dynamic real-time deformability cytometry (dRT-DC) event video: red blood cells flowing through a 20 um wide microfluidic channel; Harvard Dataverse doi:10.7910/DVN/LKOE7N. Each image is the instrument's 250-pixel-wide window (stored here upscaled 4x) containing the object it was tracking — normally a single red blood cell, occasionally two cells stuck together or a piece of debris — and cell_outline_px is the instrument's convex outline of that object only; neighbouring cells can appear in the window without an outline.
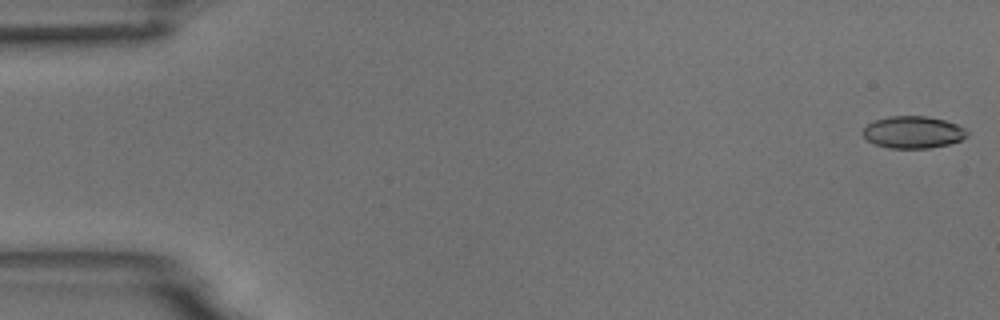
{"species": "common noctule bat (a hibernating species)", "species_latin": "Nyctalus noctula", "temperature_condition": "room temperature", "stored_images_in_passage": 54, "camera_frame_rate_fps": 3000, "um_per_image_px": 0.085, "animal": {"sex": "male", "body_mass_g": 18.8}, "frame": {"image": 1, "passage_image": 1, "time_ms": 0.0, "image_size_px": [1000, 320], "cell_outline_px": [[968, 136], [960, 140], [948, 144], [928, 148], [888, 148], [876, 144], [868, 140], [864, 136], [864, 128], [868, 124], [876, 120], [888, 116], [928, 116], [944, 120], [956, 124], [964, 128], [968, 132]], "centroid_in_image_um": [77.63, 11.23], "position_along_channel_um": 7.4, "area_um2": 19.31}}
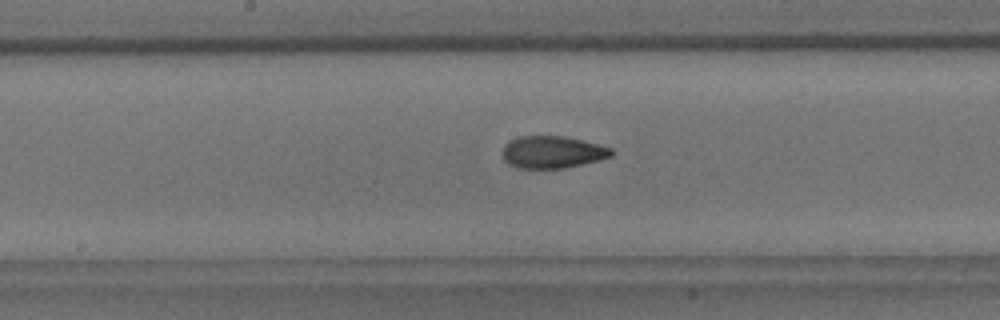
{"frame": {"image": 2, "passage_image": 28, "time_ms": 9.0, "image_size_px": [1000, 320], "cell_outline_px": [[612, 156], [600, 160], [564, 168], [516, 168], [508, 164], [504, 160], [504, 144], [508, 140], [520, 136], [564, 136], [612, 148]], "centroid_in_image_um": [46.93, 12.93], "position_along_channel_um": 201.3, "area_um2": 20.35}}
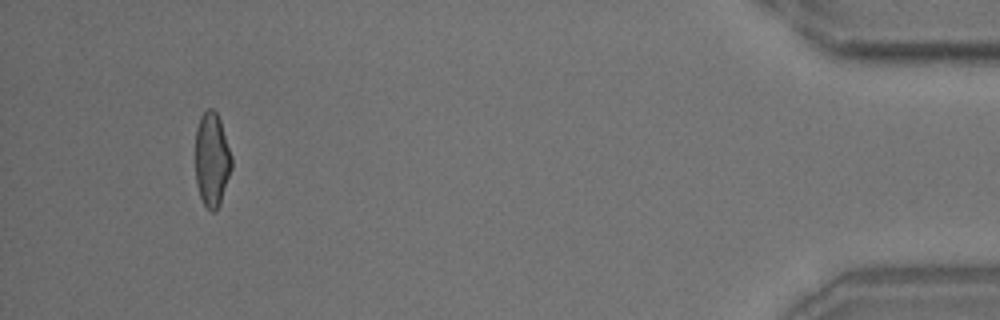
{"frame": {"image": 3, "passage_image": 51, "time_ms": 16.667, "image_size_px": [1000, 320], "cell_outline_px": [[232, 168], [220, 204], [212, 212], [204, 204], [200, 196], [196, 184], [196, 128], [200, 116], [208, 108], [212, 108], [216, 112], [220, 120], [232, 156]], "centroid_in_image_um": [18.01, 13.54], "position_along_channel_um": 417.2, "area_um2": 19.83}, "authors_computed_cell_mechanics": {"area_um2": 20.4323, "velocity_mm_per_s": 3.7336, "shape_relaxation_time_tau1_ms": 8.3829, "shape_relaxation_time_tau2_ms": 2.0873, "deformation_change_tau1": 0.194, "deformation_change_tau2": 0.0862}}